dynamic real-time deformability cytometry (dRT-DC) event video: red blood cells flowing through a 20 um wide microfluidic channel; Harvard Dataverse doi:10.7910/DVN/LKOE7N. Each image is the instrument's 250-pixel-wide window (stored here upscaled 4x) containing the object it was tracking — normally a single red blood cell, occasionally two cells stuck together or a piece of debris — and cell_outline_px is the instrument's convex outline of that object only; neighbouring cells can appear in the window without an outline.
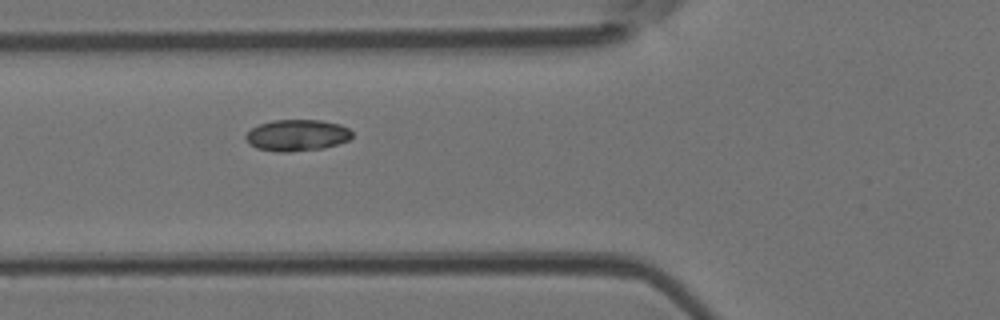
{"species": "Egyptian fruit bat (a non-hibernating species)", "species_latin": "Rousettus aegyptiacus", "temperature_condition": "room temperature", "stored_images_in_passage": 3, "camera_frame_rate_fps": 3000, "um_per_image_px": 0.085, "animal": {"sex": "female"}, "frame": {"image": 1, "passage_image": 2, "time_ms": 0.333, "image_size_px": [1000, 320], "cell_outline_px": [[352, 136], [348, 140], [324, 148], [288, 152], [280, 152], [256, 148], [244, 136], [252, 128], [260, 124], [272, 120], [320, 120], [340, 124], [348, 128], [352, 132]], "centroid_in_image_um": [25.26, 11.49], "position_along_channel_um": 100.5, "area_um2": 19.31}}
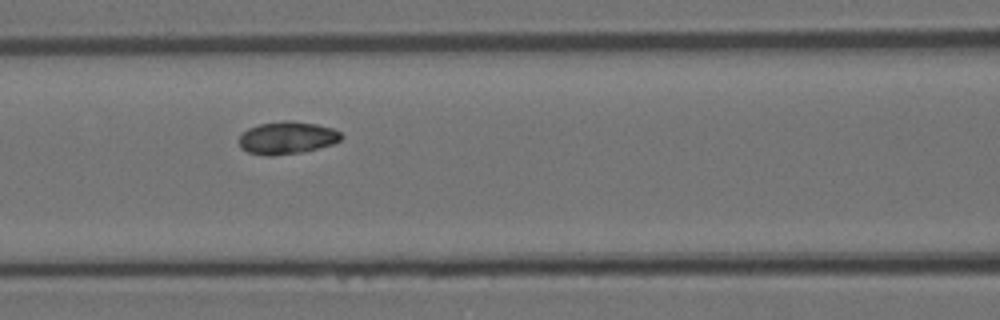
{"frame": {"image": 2, "passage_image": 3, "time_ms": 0.667, "image_size_px": [1000, 320], "cell_outline_px": [[344, 136], [340, 140], [332, 144], [304, 152], [272, 156], [268, 156], [248, 152], [240, 148], [240, 136], [248, 128], [260, 124], [288, 120], [316, 124], [332, 128], [340, 132]], "centroid_in_image_um": [24.41, 11.72], "position_along_channel_um": 142.2, "area_um2": 19.31}}